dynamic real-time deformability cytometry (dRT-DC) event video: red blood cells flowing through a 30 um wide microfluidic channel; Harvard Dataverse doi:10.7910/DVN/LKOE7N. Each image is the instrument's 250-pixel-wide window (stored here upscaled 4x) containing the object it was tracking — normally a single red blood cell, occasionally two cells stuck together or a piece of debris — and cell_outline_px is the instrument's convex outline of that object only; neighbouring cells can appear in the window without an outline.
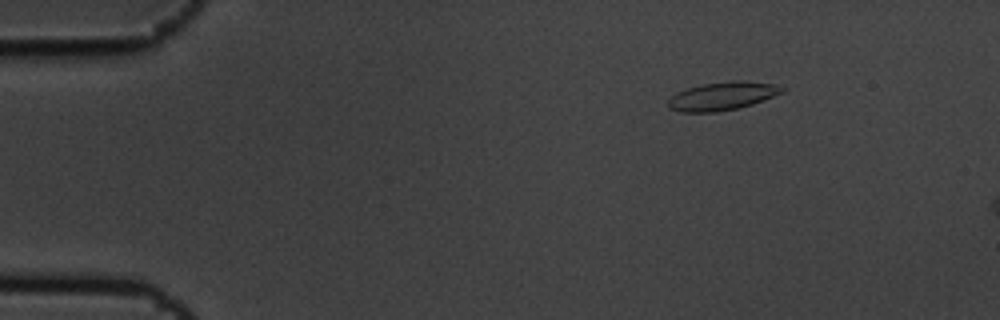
{"species": "common noctule bat (a hibernating species)", "species_latin": "Nyctalus noctula", "temperature_condition": "cold", "stored_images_in_passage": 5, "camera_frame_rate_fps": 3000, "um_per_image_px": 0.085, "animal": {"sex": "male", "body_mass_g": 19.5, "forearm_length_mm": 54.6}, "frame": {"image": 1, "passage_image": 2, "time_ms": 0.333, "image_size_px": [1000, 320], "cell_outline_px": [[788, 88], [784, 92], [752, 104], [736, 108], [716, 112], [680, 112], [668, 108], [668, 100], [676, 92], [688, 88], [704, 84], [732, 80], [740, 80], [772, 84]], "centroid_in_image_um": [61.39, 8.16], "position_along_channel_um": 23.6, "area_um2": 18.67}}